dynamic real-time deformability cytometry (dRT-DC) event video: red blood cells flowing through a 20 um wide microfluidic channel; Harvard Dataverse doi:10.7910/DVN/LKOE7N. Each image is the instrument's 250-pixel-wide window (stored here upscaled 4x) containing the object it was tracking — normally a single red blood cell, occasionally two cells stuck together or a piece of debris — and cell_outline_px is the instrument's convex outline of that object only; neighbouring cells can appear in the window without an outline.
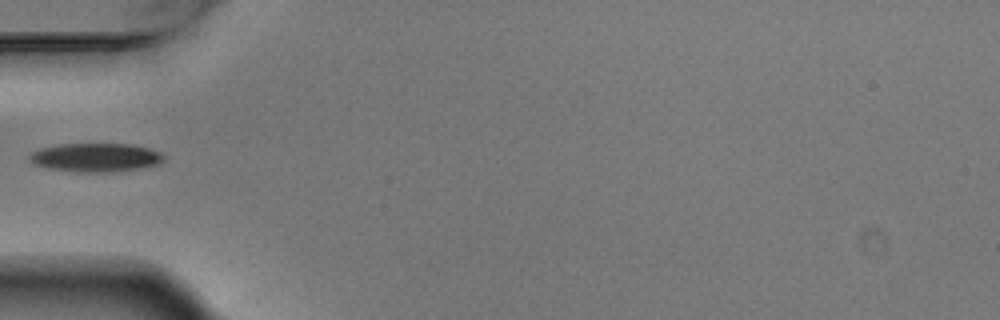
{"species": "Egyptian fruit bat (a non-hibernating species)", "species_latin": "Rousettus aegyptiacus", "temperature_condition": "warm", "stored_images_in_passage": 1, "camera_frame_rate_fps": 3000, "um_per_image_px": 0.085, "animal": {"sex": "male"}, "frame": {"image": 1, "passage_image": 1, "time_ms": 0.0, "image_size_px": [1000, 320], "cell_outline_px": [[164, 160], [160, 164], [144, 168], [116, 172], [80, 172], [48, 168], [32, 164], [28, 160], [28, 156], [32, 152], [40, 148], [60, 144], [128, 144], [148, 148], [160, 152], [164, 156]], "centroid_in_image_um": [8.13, 13.4], "position_along_channel_um": 76.9, "area_um2": 22.66}}